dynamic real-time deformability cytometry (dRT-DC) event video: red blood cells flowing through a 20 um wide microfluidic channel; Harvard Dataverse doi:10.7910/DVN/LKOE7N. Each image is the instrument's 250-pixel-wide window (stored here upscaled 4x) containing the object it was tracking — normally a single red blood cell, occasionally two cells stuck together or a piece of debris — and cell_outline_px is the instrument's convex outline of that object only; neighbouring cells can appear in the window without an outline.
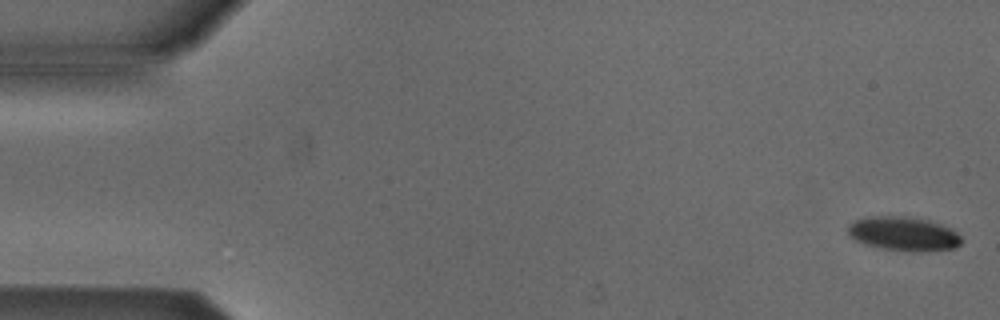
{"species": "Egyptian fruit bat (a non-hibernating species)", "species_latin": "Rousettus aegyptiacus", "temperature_condition": "cold", "stored_images_in_passage": 4, "camera_frame_rate_fps": 3000, "um_per_image_px": 0.085, "animal": {"sex": "male"}, "frame": {"image": 1, "passage_image": 1, "time_ms": 0.0, "image_size_px": [1000, 320], "cell_outline_px": [[960, 244], [952, 248], [920, 252], [912, 252], [884, 248], [864, 244], [856, 240], [848, 232], [848, 224], [864, 216], [904, 216], [928, 220], [940, 224], [956, 232], [960, 236]], "centroid_in_image_um": [76.77, 19.86], "position_along_channel_um": 8.2, "area_um2": 22.31}}